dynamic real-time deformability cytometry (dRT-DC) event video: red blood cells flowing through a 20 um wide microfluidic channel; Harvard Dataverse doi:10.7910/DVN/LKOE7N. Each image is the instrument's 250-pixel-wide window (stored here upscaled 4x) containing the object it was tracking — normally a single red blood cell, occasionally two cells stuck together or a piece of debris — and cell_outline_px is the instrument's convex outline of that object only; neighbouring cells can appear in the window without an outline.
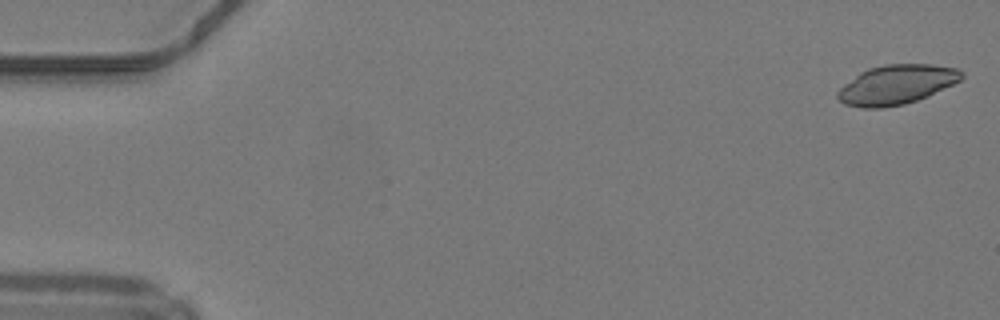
{"species": "common noctule bat (a hibernating species)", "species_latin": "Nyctalus noctula", "temperature_condition": "warm", "stored_images_in_passage": 49, "camera_frame_rate_fps": 3000, "um_per_image_px": 0.085, "animal": {"sex": "male", "body_mass_g": 19.2, "forearm_length_mm": 51.8}, "frame": {"image": 1, "passage_image": 1, "time_ms": 0.0, "image_size_px": [1000, 320], "cell_outline_px": [[964, 76], [960, 80], [928, 96], [904, 104], [880, 108], [864, 108], [844, 104], [836, 96], [836, 92], [844, 84], [860, 72], [868, 68], [884, 64], [932, 64], [956, 68], [964, 72]], "centroid_in_image_um": [76.19, 7.18], "position_along_channel_um": 8.8, "area_um2": 28.44}}